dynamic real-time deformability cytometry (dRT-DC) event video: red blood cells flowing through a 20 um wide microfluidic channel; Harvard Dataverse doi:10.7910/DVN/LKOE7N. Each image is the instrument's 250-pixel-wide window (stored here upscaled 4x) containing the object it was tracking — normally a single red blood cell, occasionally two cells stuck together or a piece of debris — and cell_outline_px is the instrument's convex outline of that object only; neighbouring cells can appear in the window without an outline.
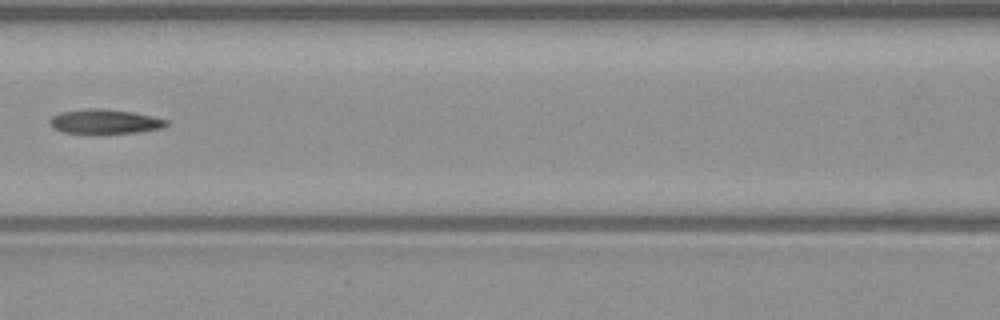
{"species": "common noctule bat (a hibernating species)", "species_latin": "Nyctalus noctula", "temperature_condition": "warm", "stored_images_in_passage": 6, "camera_frame_rate_fps": 3000, "um_per_image_px": 0.085, "animal": {"sex": "male", "body_mass_g": 23.1, "forearm_length_mm": 52.7}, "frame": {"image": 1, "passage_image": 6, "time_ms": 6.0, "image_size_px": [1000, 320], "cell_outline_px": [[172, 124], [164, 128], [140, 132], [64, 132], [52, 128], [48, 124], [48, 120], [52, 116], [60, 112], [84, 108], [100, 108], [132, 112], [152, 116], [168, 120]], "centroid_in_image_um": [8.93, 10.31], "position_along_channel_um": 157.7, "area_um2": 16.59}}